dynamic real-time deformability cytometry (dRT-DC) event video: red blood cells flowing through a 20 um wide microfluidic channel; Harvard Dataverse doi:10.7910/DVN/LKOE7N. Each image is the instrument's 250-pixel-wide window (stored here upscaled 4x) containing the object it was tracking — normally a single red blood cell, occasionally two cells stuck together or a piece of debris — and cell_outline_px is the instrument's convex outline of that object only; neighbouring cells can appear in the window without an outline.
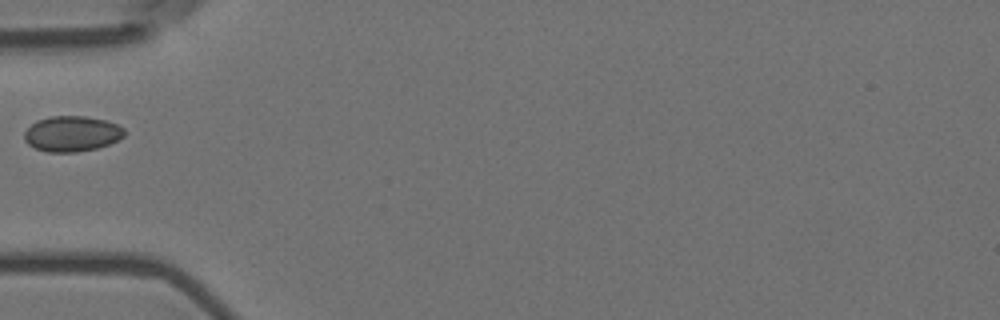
{"species": "Egyptian fruit bat (a non-hibernating species)", "species_latin": "Rousettus aegyptiacus", "temperature_condition": "room temperature", "stored_images_in_passage": 2, "camera_frame_rate_fps": 3000, "um_per_image_px": 0.085, "animal": {"sex": "female"}, "frame": {"image": 1, "passage_image": 1, "time_ms": 0.0, "image_size_px": [1000, 320], "cell_outline_px": [[124, 136], [108, 144], [96, 148], [76, 152], [48, 152], [36, 148], [28, 144], [24, 140], [24, 132], [36, 120], [52, 116], [84, 116], [104, 120], [116, 124], [124, 128]], "centroid_in_image_um": [6.08, 11.36], "position_along_channel_um": 78.9, "area_um2": 20.52}}
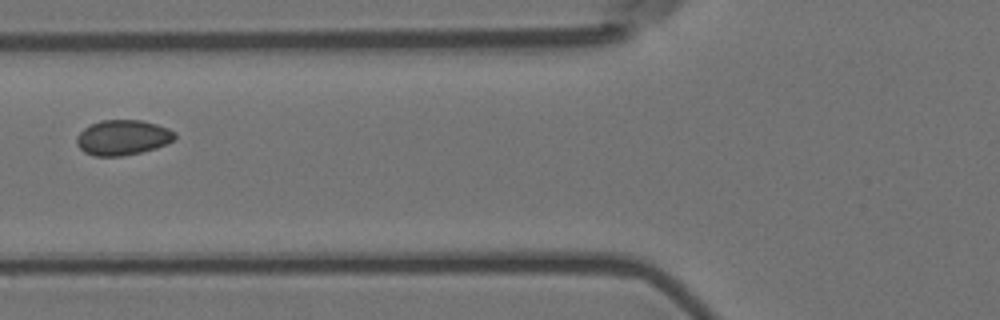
{"frame": {"image": 2, "passage_image": 2, "time_ms": 0.333, "image_size_px": [1000, 320], "cell_outline_px": [[176, 140], [156, 148], [124, 156], [92, 156], [84, 152], [76, 144], [76, 136], [84, 128], [100, 120], [140, 120], [156, 124], [168, 128], [176, 132]], "centroid_in_image_um": [10.44, 11.69], "position_along_channel_um": 115.4, "area_um2": 20.29}}